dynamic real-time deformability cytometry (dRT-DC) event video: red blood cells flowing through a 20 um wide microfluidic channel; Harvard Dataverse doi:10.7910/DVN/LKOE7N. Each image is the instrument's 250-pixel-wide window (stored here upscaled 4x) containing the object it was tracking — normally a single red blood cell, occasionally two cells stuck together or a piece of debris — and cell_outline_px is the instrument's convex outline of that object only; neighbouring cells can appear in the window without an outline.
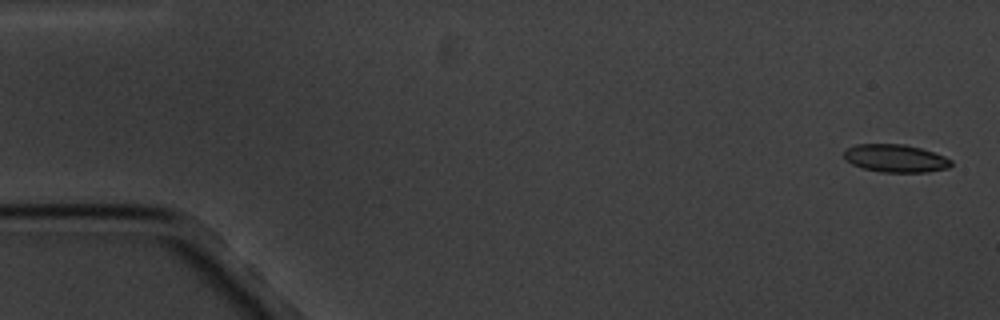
{"species": "common noctule bat (a hibernating species)", "species_latin": "Nyctalus noctula", "temperature_condition": "cold", "stored_images_in_passage": 5, "segment_of_instrument_passage": [2, 2], "camera_frame_rate_fps": 3000, "um_per_image_px": 0.085, "animal": {"sex": "male", "body_mass_g": 20.1, "forearm_length_mm": 53.5}, "frame": {"image": 1, "passage_image": 5, "time_ms": 6.333, "image_size_px": [1000, 320], "cell_outline_px": [[952, 164], [948, 168], [924, 172], [880, 172], [864, 168], [852, 164], [844, 156], [844, 152], [848, 148], [856, 144], [904, 144], [920, 148], [944, 156], [952, 160]], "centroid_in_image_um": [76.13, 13.45], "position_along_channel_um": 8.9, "area_um2": 17.17}}